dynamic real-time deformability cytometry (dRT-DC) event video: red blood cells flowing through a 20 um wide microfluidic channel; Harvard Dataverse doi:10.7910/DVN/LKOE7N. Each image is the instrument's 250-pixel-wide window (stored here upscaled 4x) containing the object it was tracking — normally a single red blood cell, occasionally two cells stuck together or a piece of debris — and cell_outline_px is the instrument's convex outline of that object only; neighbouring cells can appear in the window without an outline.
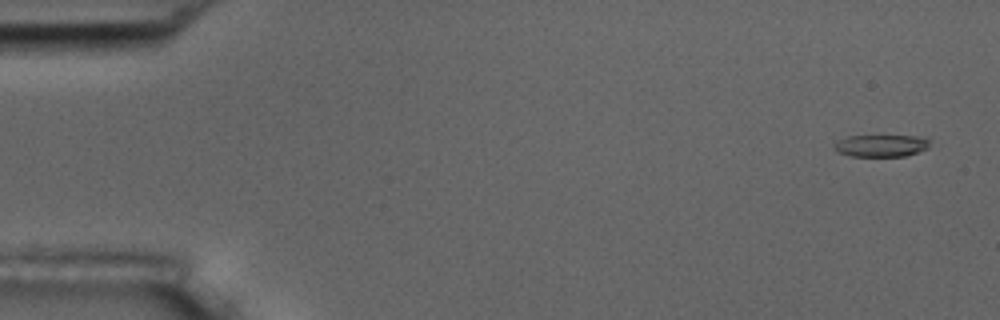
{"species": "common noctule bat (a hibernating species)", "species_latin": "Nyctalus noctula", "temperature_condition": "room temperature", "stored_images_in_passage": 4, "camera_frame_rate_fps": 3000, "um_per_image_px": 0.085, "animal": {"sex": "male", "body_mass_g": 17.5, "forearm_length_mm": 52.3}, "frame": {"image": 1, "passage_image": 1, "time_ms": 0.0, "image_size_px": [1000, 320], "cell_outline_px": [[928, 148], [904, 156], [852, 156], [836, 152], [832, 144], [836, 140], [848, 136], [924, 136], [928, 140]], "centroid_in_image_um": [74.83, 12.37], "position_along_channel_um": 10.2, "area_um2": 12.31}}